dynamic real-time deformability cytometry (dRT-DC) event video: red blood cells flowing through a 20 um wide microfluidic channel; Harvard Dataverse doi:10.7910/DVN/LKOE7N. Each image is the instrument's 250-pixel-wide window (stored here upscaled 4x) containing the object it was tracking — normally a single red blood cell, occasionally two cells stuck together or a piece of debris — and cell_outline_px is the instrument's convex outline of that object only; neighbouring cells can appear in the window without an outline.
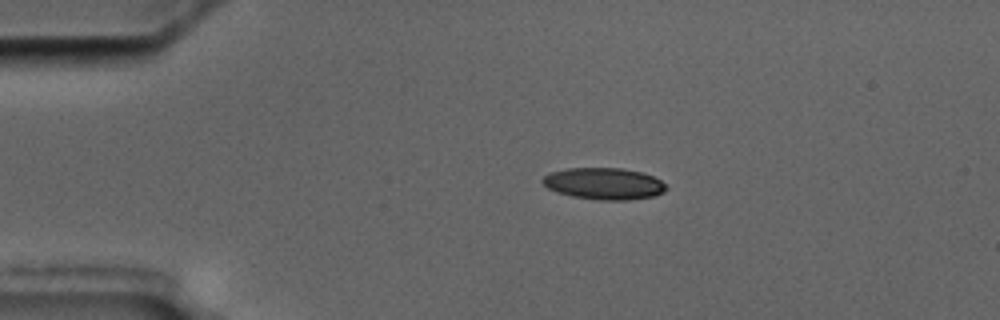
{"species": "common noctule bat (a hibernating species)", "species_latin": "Nyctalus noctula", "temperature_condition": "cold", "stored_images_in_passage": 9, "camera_frame_rate_fps": 3000, "um_per_image_px": 0.085, "animal": {"sex": "male", "body_mass_g": 17.5, "forearm_length_mm": 52.3}, "frame": {"image": 1, "passage_image": 1, "time_ms": 0.0, "image_size_px": [1000, 320], "cell_outline_px": [[668, 188], [664, 192], [656, 196], [628, 200], [600, 200], [572, 196], [556, 192], [548, 188], [540, 180], [548, 172], [568, 168], [620, 168], [644, 172], [660, 180]], "centroid_in_image_um": [51.33, 15.61], "position_along_channel_um": 33.7, "area_um2": 23.0}}
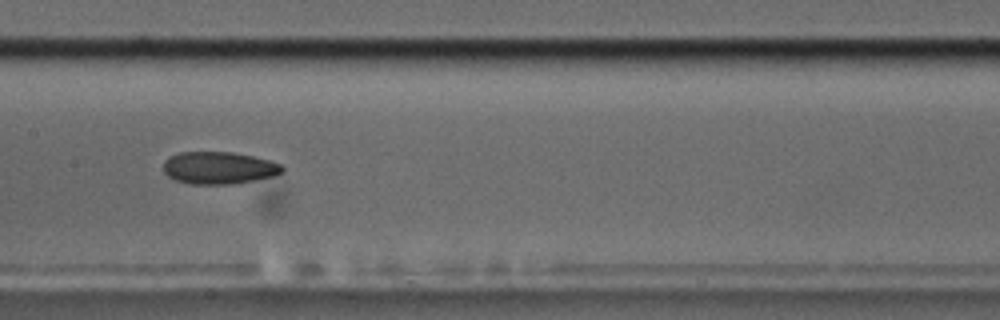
{"frame": {"image": 2, "passage_image": 6, "time_ms": 5.667, "image_size_px": [1000, 320], "cell_outline_px": [[284, 172], [272, 176], [236, 184], [188, 184], [176, 180], [168, 176], [164, 172], [164, 160], [168, 156], [180, 152], [232, 152], [252, 156], [284, 164]], "centroid_in_image_um": [18.6, 14.27], "position_along_channel_um": 188.8, "area_um2": 22.54}}
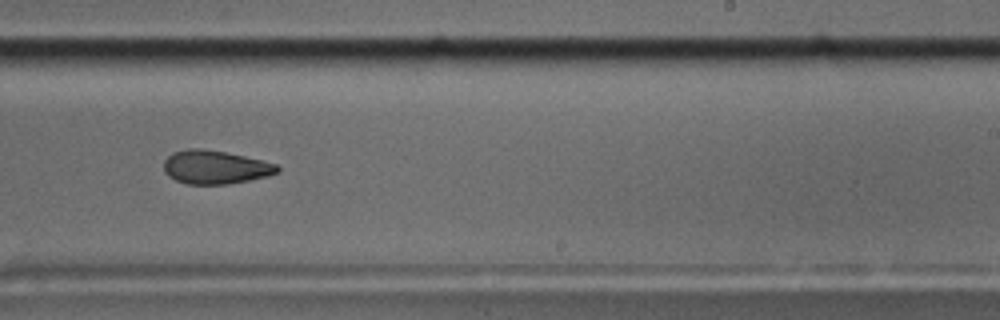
{"frame": {"image": 3, "passage_image": 8, "time_ms": 8.0, "image_size_px": [1000, 320], "cell_outline_px": [[280, 172], [268, 176], [228, 184], [188, 184], [176, 180], [168, 176], [164, 172], [164, 160], [172, 152], [188, 148], [200, 148], [224, 152], [264, 160], [276, 164], [280, 168]], "centroid_in_image_um": [18.29, 14.2], "position_along_channel_um": 270.7, "area_um2": 22.25}}